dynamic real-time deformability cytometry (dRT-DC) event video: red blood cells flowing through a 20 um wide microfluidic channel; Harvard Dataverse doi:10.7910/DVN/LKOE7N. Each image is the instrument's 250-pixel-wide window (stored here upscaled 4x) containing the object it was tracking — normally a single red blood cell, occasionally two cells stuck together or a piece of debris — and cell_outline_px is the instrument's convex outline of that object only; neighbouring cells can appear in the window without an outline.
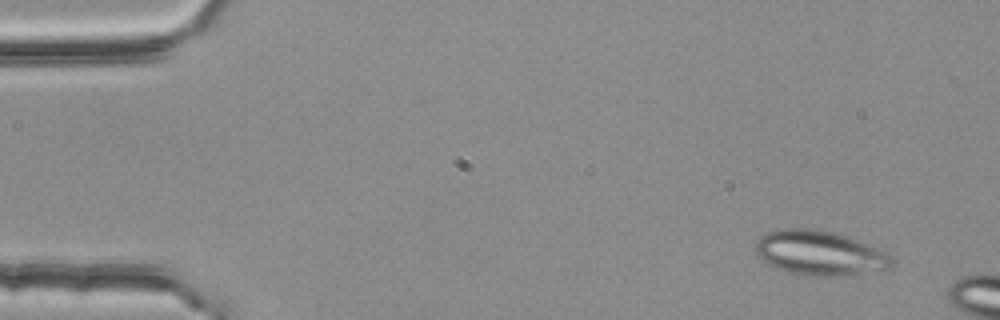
{"species": "common noctule bat (a hibernating species)", "species_latin": "Nyctalus noctula", "temperature_condition": "room temperature", "stored_images_in_passage": 3, "camera_frame_rate_fps": 3000, "um_per_image_px": 0.085, "animal": {"sex": "female", "body_mass_g": 25.1}, "frame": {"image": 1, "passage_image": 1, "time_ms": 0.0, "image_size_px": [1000, 320], "cell_outline_px": [[892, 268], [840, 276], [816, 276], [788, 272], [768, 264], [760, 260], [756, 256], [756, 244], [760, 236], [768, 232], [784, 228], [812, 228], [832, 232], [844, 236], [884, 252], [892, 256]], "centroid_in_image_um": [69.61, 21.51], "position_along_channel_um": 15.4, "area_um2": 34.91}}